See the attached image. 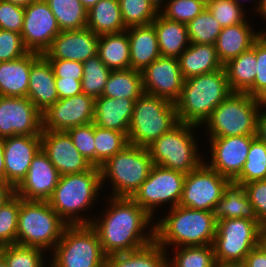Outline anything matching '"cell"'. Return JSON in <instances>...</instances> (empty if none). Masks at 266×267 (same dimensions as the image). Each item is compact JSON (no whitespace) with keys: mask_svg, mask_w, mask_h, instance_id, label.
Returning a JSON list of instances; mask_svg holds the SVG:
<instances>
[{"mask_svg":"<svg viewBox=\"0 0 266 267\" xmlns=\"http://www.w3.org/2000/svg\"><path fill=\"white\" fill-rule=\"evenodd\" d=\"M61 31L81 30L87 26V10L80 0H45Z\"/></svg>","mask_w":266,"mask_h":267,"instance_id":"d590c367","label":"cell"},{"mask_svg":"<svg viewBox=\"0 0 266 267\" xmlns=\"http://www.w3.org/2000/svg\"><path fill=\"white\" fill-rule=\"evenodd\" d=\"M217 267H241V266H234V265H218Z\"/></svg>","mask_w":266,"mask_h":267,"instance_id":"89a4df30","label":"cell"},{"mask_svg":"<svg viewBox=\"0 0 266 267\" xmlns=\"http://www.w3.org/2000/svg\"><path fill=\"white\" fill-rule=\"evenodd\" d=\"M179 123L175 103L144 93L134 102L128 143L146 148Z\"/></svg>","mask_w":266,"mask_h":267,"instance_id":"ba28073f","label":"cell"},{"mask_svg":"<svg viewBox=\"0 0 266 267\" xmlns=\"http://www.w3.org/2000/svg\"><path fill=\"white\" fill-rule=\"evenodd\" d=\"M153 165L147 148L128 144L100 166L102 186L110 181L111 197L131 198Z\"/></svg>","mask_w":266,"mask_h":267,"instance_id":"52a82bcc","label":"cell"},{"mask_svg":"<svg viewBox=\"0 0 266 267\" xmlns=\"http://www.w3.org/2000/svg\"><path fill=\"white\" fill-rule=\"evenodd\" d=\"M0 267H8L5 260L0 256Z\"/></svg>","mask_w":266,"mask_h":267,"instance_id":"003e7915","label":"cell"},{"mask_svg":"<svg viewBox=\"0 0 266 267\" xmlns=\"http://www.w3.org/2000/svg\"><path fill=\"white\" fill-rule=\"evenodd\" d=\"M251 49L255 52L257 59L252 96L266 102V30L254 41Z\"/></svg>","mask_w":266,"mask_h":267,"instance_id":"7dc6e473","label":"cell"},{"mask_svg":"<svg viewBox=\"0 0 266 267\" xmlns=\"http://www.w3.org/2000/svg\"><path fill=\"white\" fill-rule=\"evenodd\" d=\"M134 100L112 97L95 99L93 123L101 128L123 132L126 136L133 116Z\"/></svg>","mask_w":266,"mask_h":267,"instance_id":"d4e9b609","label":"cell"},{"mask_svg":"<svg viewBox=\"0 0 266 267\" xmlns=\"http://www.w3.org/2000/svg\"><path fill=\"white\" fill-rule=\"evenodd\" d=\"M244 187L259 221L266 226V180L251 181Z\"/></svg>","mask_w":266,"mask_h":267,"instance_id":"816d5d0a","label":"cell"},{"mask_svg":"<svg viewBox=\"0 0 266 267\" xmlns=\"http://www.w3.org/2000/svg\"><path fill=\"white\" fill-rule=\"evenodd\" d=\"M66 226L48 201L21 198L16 244L52 252Z\"/></svg>","mask_w":266,"mask_h":267,"instance_id":"8992f818","label":"cell"},{"mask_svg":"<svg viewBox=\"0 0 266 267\" xmlns=\"http://www.w3.org/2000/svg\"><path fill=\"white\" fill-rule=\"evenodd\" d=\"M126 28L150 25L159 12L149 0H118Z\"/></svg>","mask_w":266,"mask_h":267,"instance_id":"7bdbcfd3","label":"cell"},{"mask_svg":"<svg viewBox=\"0 0 266 267\" xmlns=\"http://www.w3.org/2000/svg\"><path fill=\"white\" fill-rule=\"evenodd\" d=\"M28 53L21 33L0 29V62L11 61Z\"/></svg>","mask_w":266,"mask_h":267,"instance_id":"681fc988","label":"cell"},{"mask_svg":"<svg viewBox=\"0 0 266 267\" xmlns=\"http://www.w3.org/2000/svg\"><path fill=\"white\" fill-rule=\"evenodd\" d=\"M101 188L100 167L93 166L82 173L61 175L47 201L67 225H90L94 216L87 218L82 212L95 205L98 193L103 190Z\"/></svg>","mask_w":266,"mask_h":267,"instance_id":"3957f363","label":"cell"},{"mask_svg":"<svg viewBox=\"0 0 266 267\" xmlns=\"http://www.w3.org/2000/svg\"><path fill=\"white\" fill-rule=\"evenodd\" d=\"M98 55L111 71L131 69L129 38L126 30L100 35Z\"/></svg>","mask_w":266,"mask_h":267,"instance_id":"d6a6232c","label":"cell"},{"mask_svg":"<svg viewBox=\"0 0 266 267\" xmlns=\"http://www.w3.org/2000/svg\"><path fill=\"white\" fill-rule=\"evenodd\" d=\"M256 61L255 52L250 48L224 64L232 92L247 93L252 96V84L256 75Z\"/></svg>","mask_w":266,"mask_h":267,"instance_id":"836d02e7","label":"cell"},{"mask_svg":"<svg viewBox=\"0 0 266 267\" xmlns=\"http://www.w3.org/2000/svg\"><path fill=\"white\" fill-rule=\"evenodd\" d=\"M264 108L266 109V105L261 108L258 114L256 137L266 144V110Z\"/></svg>","mask_w":266,"mask_h":267,"instance_id":"9f6ffc18","label":"cell"},{"mask_svg":"<svg viewBox=\"0 0 266 267\" xmlns=\"http://www.w3.org/2000/svg\"><path fill=\"white\" fill-rule=\"evenodd\" d=\"M54 72L55 78L82 80L83 63L74 60L47 59Z\"/></svg>","mask_w":266,"mask_h":267,"instance_id":"f5cc1de1","label":"cell"},{"mask_svg":"<svg viewBox=\"0 0 266 267\" xmlns=\"http://www.w3.org/2000/svg\"><path fill=\"white\" fill-rule=\"evenodd\" d=\"M266 180V144L258 137L251 142L241 173L233 180L240 184Z\"/></svg>","mask_w":266,"mask_h":267,"instance_id":"ab89813d","label":"cell"},{"mask_svg":"<svg viewBox=\"0 0 266 267\" xmlns=\"http://www.w3.org/2000/svg\"><path fill=\"white\" fill-rule=\"evenodd\" d=\"M41 55L29 52L23 57L0 62V96L27 97L31 65Z\"/></svg>","mask_w":266,"mask_h":267,"instance_id":"cb8c5ba5","label":"cell"},{"mask_svg":"<svg viewBox=\"0 0 266 267\" xmlns=\"http://www.w3.org/2000/svg\"><path fill=\"white\" fill-rule=\"evenodd\" d=\"M232 1H234L237 5H239L240 7H243V6H245V4H243L242 5V2L240 1V0H232ZM252 1H254V0H252ZM256 1V7H255V11H256V13L259 11V6H260V1L261 0H255ZM244 2H246V0H244ZM257 9V10H256Z\"/></svg>","mask_w":266,"mask_h":267,"instance_id":"03108f58","label":"cell"},{"mask_svg":"<svg viewBox=\"0 0 266 267\" xmlns=\"http://www.w3.org/2000/svg\"><path fill=\"white\" fill-rule=\"evenodd\" d=\"M67 132L80 154L95 166L94 123L72 127Z\"/></svg>","mask_w":266,"mask_h":267,"instance_id":"c3c4849f","label":"cell"},{"mask_svg":"<svg viewBox=\"0 0 266 267\" xmlns=\"http://www.w3.org/2000/svg\"><path fill=\"white\" fill-rule=\"evenodd\" d=\"M23 22V7L0 0V29L21 33Z\"/></svg>","mask_w":266,"mask_h":267,"instance_id":"f907efd6","label":"cell"},{"mask_svg":"<svg viewBox=\"0 0 266 267\" xmlns=\"http://www.w3.org/2000/svg\"><path fill=\"white\" fill-rule=\"evenodd\" d=\"M59 99H66L82 93L81 80L55 78Z\"/></svg>","mask_w":266,"mask_h":267,"instance_id":"db71d44e","label":"cell"},{"mask_svg":"<svg viewBox=\"0 0 266 267\" xmlns=\"http://www.w3.org/2000/svg\"><path fill=\"white\" fill-rule=\"evenodd\" d=\"M60 32L56 17L45 0H36L24 8L21 37L29 52L44 54Z\"/></svg>","mask_w":266,"mask_h":267,"instance_id":"9a60e30c","label":"cell"},{"mask_svg":"<svg viewBox=\"0 0 266 267\" xmlns=\"http://www.w3.org/2000/svg\"><path fill=\"white\" fill-rule=\"evenodd\" d=\"M216 221L232 218H244L260 222L254 206L245 191L243 184L229 181L224 187L223 196L217 201L214 209Z\"/></svg>","mask_w":266,"mask_h":267,"instance_id":"83f0119b","label":"cell"},{"mask_svg":"<svg viewBox=\"0 0 266 267\" xmlns=\"http://www.w3.org/2000/svg\"><path fill=\"white\" fill-rule=\"evenodd\" d=\"M3 1L25 8L26 6H29L32 2H35L36 0H3Z\"/></svg>","mask_w":266,"mask_h":267,"instance_id":"94428289","label":"cell"},{"mask_svg":"<svg viewBox=\"0 0 266 267\" xmlns=\"http://www.w3.org/2000/svg\"><path fill=\"white\" fill-rule=\"evenodd\" d=\"M169 254L154 241L136 251L107 256L104 267H167Z\"/></svg>","mask_w":266,"mask_h":267,"instance_id":"1f68e13d","label":"cell"},{"mask_svg":"<svg viewBox=\"0 0 266 267\" xmlns=\"http://www.w3.org/2000/svg\"><path fill=\"white\" fill-rule=\"evenodd\" d=\"M259 245L266 252V226H263L259 235Z\"/></svg>","mask_w":266,"mask_h":267,"instance_id":"91938a15","label":"cell"},{"mask_svg":"<svg viewBox=\"0 0 266 267\" xmlns=\"http://www.w3.org/2000/svg\"><path fill=\"white\" fill-rule=\"evenodd\" d=\"M41 150V135L3 138L5 183L14 188L26 176L35 155Z\"/></svg>","mask_w":266,"mask_h":267,"instance_id":"44dd1931","label":"cell"},{"mask_svg":"<svg viewBox=\"0 0 266 267\" xmlns=\"http://www.w3.org/2000/svg\"><path fill=\"white\" fill-rule=\"evenodd\" d=\"M0 256L8 267H46L48 261L42 249L18 244L1 246Z\"/></svg>","mask_w":266,"mask_h":267,"instance_id":"60d3db41","label":"cell"},{"mask_svg":"<svg viewBox=\"0 0 266 267\" xmlns=\"http://www.w3.org/2000/svg\"><path fill=\"white\" fill-rule=\"evenodd\" d=\"M167 1L168 0H149V2L155 7L158 12L163 9V6H165Z\"/></svg>","mask_w":266,"mask_h":267,"instance_id":"6125c7cd","label":"cell"},{"mask_svg":"<svg viewBox=\"0 0 266 267\" xmlns=\"http://www.w3.org/2000/svg\"><path fill=\"white\" fill-rule=\"evenodd\" d=\"M84 8L88 11L91 9L99 0H80Z\"/></svg>","mask_w":266,"mask_h":267,"instance_id":"e7e4bbea","label":"cell"},{"mask_svg":"<svg viewBox=\"0 0 266 267\" xmlns=\"http://www.w3.org/2000/svg\"><path fill=\"white\" fill-rule=\"evenodd\" d=\"M95 98L84 93L59 99L43 113V131H67L94 121Z\"/></svg>","mask_w":266,"mask_h":267,"instance_id":"2e32d148","label":"cell"},{"mask_svg":"<svg viewBox=\"0 0 266 267\" xmlns=\"http://www.w3.org/2000/svg\"><path fill=\"white\" fill-rule=\"evenodd\" d=\"M95 166L100 167L108 159L128 145V137L120 131L101 128L94 124Z\"/></svg>","mask_w":266,"mask_h":267,"instance_id":"74e56055","label":"cell"},{"mask_svg":"<svg viewBox=\"0 0 266 267\" xmlns=\"http://www.w3.org/2000/svg\"><path fill=\"white\" fill-rule=\"evenodd\" d=\"M256 136L208 138L210 140V160L204 163L230 181L234 180L243 168L251 142Z\"/></svg>","mask_w":266,"mask_h":267,"instance_id":"ac0fdd59","label":"cell"},{"mask_svg":"<svg viewBox=\"0 0 266 267\" xmlns=\"http://www.w3.org/2000/svg\"><path fill=\"white\" fill-rule=\"evenodd\" d=\"M42 112L27 97L0 96V138L41 135Z\"/></svg>","mask_w":266,"mask_h":267,"instance_id":"5bb4252c","label":"cell"},{"mask_svg":"<svg viewBox=\"0 0 266 267\" xmlns=\"http://www.w3.org/2000/svg\"><path fill=\"white\" fill-rule=\"evenodd\" d=\"M109 195L110 193L106 198L109 207L106 203V208L101 213L102 217H94L90 224L99 236L104 254L110 256L132 252L154 242V218L132 198Z\"/></svg>","mask_w":266,"mask_h":267,"instance_id":"6da1fadb","label":"cell"},{"mask_svg":"<svg viewBox=\"0 0 266 267\" xmlns=\"http://www.w3.org/2000/svg\"><path fill=\"white\" fill-rule=\"evenodd\" d=\"M265 105L266 102L247 93H231L204 122L207 136H256L258 114Z\"/></svg>","mask_w":266,"mask_h":267,"instance_id":"5b68a950","label":"cell"},{"mask_svg":"<svg viewBox=\"0 0 266 267\" xmlns=\"http://www.w3.org/2000/svg\"><path fill=\"white\" fill-rule=\"evenodd\" d=\"M185 178L186 174L182 172L153 165L148 178L131 198L155 220L158 206L170 204L173 208L179 205Z\"/></svg>","mask_w":266,"mask_h":267,"instance_id":"7c38bea8","label":"cell"},{"mask_svg":"<svg viewBox=\"0 0 266 267\" xmlns=\"http://www.w3.org/2000/svg\"><path fill=\"white\" fill-rule=\"evenodd\" d=\"M99 35L90 29L61 31L42 54L46 59L74 60L84 63L98 54Z\"/></svg>","mask_w":266,"mask_h":267,"instance_id":"7402d4cb","label":"cell"},{"mask_svg":"<svg viewBox=\"0 0 266 267\" xmlns=\"http://www.w3.org/2000/svg\"><path fill=\"white\" fill-rule=\"evenodd\" d=\"M49 253V267H104L107 257L91 225H67Z\"/></svg>","mask_w":266,"mask_h":267,"instance_id":"30bf717a","label":"cell"},{"mask_svg":"<svg viewBox=\"0 0 266 267\" xmlns=\"http://www.w3.org/2000/svg\"><path fill=\"white\" fill-rule=\"evenodd\" d=\"M206 8L219 22L222 28L241 24L247 20L244 7H240L232 0H214L212 3L208 4Z\"/></svg>","mask_w":266,"mask_h":267,"instance_id":"bcb514c9","label":"cell"},{"mask_svg":"<svg viewBox=\"0 0 266 267\" xmlns=\"http://www.w3.org/2000/svg\"><path fill=\"white\" fill-rule=\"evenodd\" d=\"M241 267H266V252L260 245L254 247L245 257Z\"/></svg>","mask_w":266,"mask_h":267,"instance_id":"11a10c76","label":"cell"},{"mask_svg":"<svg viewBox=\"0 0 266 267\" xmlns=\"http://www.w3.org/2000/svg\"><path fill=\"white\" fill-rule=\"evenodd\" d=\"M142 73L144 93L176 103L181 96L184 78L177 58L160 56Z\"/></svg>","mask_w":266,"mask_h":267,"instance_id":"e0dca14e","label":"cell"},{"mask_svg":"<svg viewBox=\"0 0 266 267\" xmlns=\"http://www.w3.org/2000/svg\"><path fill=\"white\" fill-rule=\"evenodd\" d=\"M126 32L129 38L131 69L141 72L161 56L156 30L150 24L128 27Z\"/></svg>","mask_w":266,"mask_h":267,"instance_id":"4316f807","label":"cell"},{"mask_svg":"<svg viewBox=\"0 0 266 267\" xmlns=\"http://www.w3.org/2000/svg\"><path fill=\"white\" fill-rule=\"evenodd\" d=\"M198 126L179 123L147 148L154 165L188 174L204 161L195 137Z\"/></svg>","mask_w":266,"mask_h":267,"instance_id":"9c48e42d","label":"cell"},{"mask_svg":"<svg viewBox=\"0 0 266 267\" xmlns=\"http://www.w3.org/2000/svg\"><path fill=\"white\" fill-rule=\"evenodd\" d=\"M165 215L154 224L155 241L166 251L167 246L177 248L213 245L217 229L214 211L177 205L169 208Z\"/></svg>","mask_w":266,"mask_h":267,"instance_id":"7a4b0ae2","label":"cell"},{"mask_svg":"<svg viewBox=\"0 0 266 267\" xmlns=\"http://www.w3.org/2000/svg\"><path fill=\"white\" fill-rule=\"evenodd\" d=\"M264 225L244 218L217 221L213 242L217 265L240 266L246 255L259 245V235Z\"/></svg>","mask_w":266,"mask_h":267,"instance_id":"8fae6325","label":"cell"},{"mask_svg":"<svg viewBox=\"0 0 266 267\" xmlns=\"http://www.w3.org/2000/svg\"><path fill=\"white\" fill-rule=\"evenodd\" d=\"M96 35L125 31L118 0H99L87 11V26Z\"/></svg>","mask_w":266,"mask_h":267,"instance_id":"4dcf8cb0","label":"cell"},{"mask_svg":"<svg viewBox=\"0 0 266 267\" xmlns=\"http://www.w3.org/2000/svg\"><path fill=\"white\" fill-rule=\"evenodd\" d=\"M251 27L252 25L247 19L244 23L222 28L215 42V48L223 65L249 50L254 41L262 34L263 30L254 31V27Z\"/></svg>","mask_w":266,"mask_h":267,"instance_id":"484cf974","label":"cell"},{"mask_svg":"<svg viewBox=\"0 0 266 267\" xmlns=\"http://www.w3.org/2000/svg\"><path fill=\"white\" fill-rule=\"evenodd\" d=\"M21 198L14 194L0 207V247L16 244Z\"/></svg>","mask_w":266,"mask_h":267,"instance_id":"ee69618b","label":"cell"},{"mask_svg":"<svg viewBox=\"0 0 266 267\" xmlns=\"http://www.w3.org/2000/svg\"><path fill=\"white\" fill-rule=\"evenodd\" d=\"M27 98L42 113L59 100L53 69L43 55L31 65Z\"/></svg>","mask_w":266,"mask_h":267,"instance_id":"603a6c76","label":"cell"},{"mask_svg":"<svg viewBox=\"0 0 266 267\" xmlns=\"http://www.w3.org/2000/svg\"><path fill=\"white\" fill-rule=\"evenodd\" d=\"M200 1L207 6L208 4L212 3L214 0H200Z\"/></svg>","mask_w":266,"mask_h":267,"instance_id":"a7ac6f4b","label":"cell"},{"mask_svg":"<svg viewBox=\"0 0 266 267\" xmlns=\"http://www.w3.org/2000/svg\"><path fill=\"white\" fill-rule=\"evenodd\" d=\"M231 93L225 68L184 80L175 103L179 122L201 127Z\"/></svg>","mask_w":266,"mask_h":267,"instance_id":"277c9868","label":"cell"},{"mask_svg":"<svg viewBox=\"0 0 266 267\" xmlns=\"http://www.w3.org/2000/svg\"><path fill=\"white\" fill-rule=\"evenodd\" d=\"M229 181L203 162L197 169L186 174L179 205L191 209L214 211Z\"/></svg>","mask_w":266,"mask_h":267,"instance_id":"4fadbf2b","label":"cell"},{"mask_svg":"<svg viewBox=\"0 0 266 267\" xmlns=\"http://www.w3.org/2000/svg\"><path fill=\"white\" fill-rule=\"evenodd\" d=\"M41 149L60 175L82 173L93 167L76 149L67 131H42Z\"/></svg>","mask_w":266,"mask_h":267,"instance_id":"d6986e66","label":"cell"},{"mask_svg":"<svg viewBox=\"0 0 266 267\" xmlns=\"http://www.w3.org/2000/svg\"><path fill=\"white\" fill-rule=\"evenodd\" d=\"M83 71L81 80L82 93L95 99L101 97L111 70L97 54L83 63Z\"/></svg>","mask_w":266,"mask_h":267,"instance_id":"f35d334b","label":"cell"},{"mask_svg":"<svg viewBox=\"0 0 266 267\" xmlns=\"http://www.w3.org/2000/svg\"><path fill=\"white\" fill-rule=\"evenodd\" d=\"M143 94L142 73L127 69L111 71L102 96L136 101Z\"/></svg>","mask_w":266,"mask_h":267,"instance_id":"e575fe53","label":"cell"},{"mask_svg":"<svg viewBox=\"0 0 266 267\" xmlns=\"http://www.w3.org/2000/svg\"><path fill=\"white\" fill-rule=\"evenodd\" d=\"M15 194L14 187L0 181V207Z\"/></svg>","mask_w":266,"mask_h":267,"instance_id":"6f0895ef","label":"cell"},{"mask_svg":"<svg viewBox=\"0 0 266 267\" xmlns=\"http://www.w3.org/2000/svg\"><path fill=\"white\" fill-rule=\"evenodd\" d=\"M167 258L168 267H217L213 245L177 247ZM175 255V256H174Z\"/></svg>","mask_w":266,"mask_h":267,"instance_id":"8d00e7d4","label":"cell"},{"mask_svg":"<svg viewBox=\"0 0 266 267\" xmlns=\"http://www.w3.org/2000/svg\"><path fill=\"white\" fill-rule=\"evenodd\" d=\"M151 24L157 33L161 56L178 59L190 45L186 24L169 20L160 13Z\"/></svg>","mask_w":266,"mask_h":267,"instance_id":"f546056e","label":"cell"},{"mask_svg":"<svg viewBox=\"0 0 266 267\" xmlns=\"http://www.w3.org/2000/svg\"><path fill=\"white\" fill-rule=\"evenodd\" d=\"M163 8L159 11L163 17L187 24L199 15L206 5L200 0H169Z\"/></svg>","mask_w":266,"mask_h":267,"instance_id":"f6af8a7d","label":"cell"},{"mask_svg":"<svg viewBox=\"0 0 266 267\" xmlns=\"http://www.w3.org/2000/svg\"><path fill=\"white\" fill-rule=\"evenodd\" d=\"M3 153V138H0V181L5 182V162Z\"/></svg>","mask_w":266,"mask_h":267,"instance_id":"680465c9","label":"cell"},{"mask_svg":"<svg viewBox=\"0 0 266 267\" xmlns=\"http://www.w3.org/2000/svg\"><path fill=\"white\" fill-rule=\"evenodd\" d=\"M60 173L41 149L33 158L26 176L14 188L24 200L47 201L60 179Z\"/></svg>","mask_w":266,"mask_h":267,"instance_id":"ffe728a7","label":"cell"},{"mask_svg":"<svg viewBox=\"0 0 266 267\" xmlns=\"http://www.w3.org/2000/svg\"><path fill=\"white\" fill-rule=\"evenodd\" d=\"M186 25L189 41L194 44L215 45L217 37L222 30L219 22L207 8Z\"/></svg>","mask_w":266,"mask_h":267,"instance_id":"b9f144b4","label":"cell"},{"mask_svg":"<svg viewBox=\"0 0 266 267\" xmlns=\"http://www.w3.org/2000/svg\"><path fill=\"white\" fill-rule=\"evenodd\" d=\"M178 60L184 80L224 68L213 44L190 43Z\"/></svg>","mask_w":266,"mask_h":267,"instance_id":"f1b7e54d","label":"cell"},{"mask_svg":"<svg viewBox=\"0 0 266 267\" xmlns=\"http://www.w3.org/2000/svg\"><path fill=\"white\" fill-rule=\"evenodd\" d=\"M257 14L262 16V19L266 20V0L260 1L259 11L257 12Z\"/></svg>","mask_w":266,"mask_h":267,"instance_id":"be15d7a7","label":"cell"}]
</instances>
